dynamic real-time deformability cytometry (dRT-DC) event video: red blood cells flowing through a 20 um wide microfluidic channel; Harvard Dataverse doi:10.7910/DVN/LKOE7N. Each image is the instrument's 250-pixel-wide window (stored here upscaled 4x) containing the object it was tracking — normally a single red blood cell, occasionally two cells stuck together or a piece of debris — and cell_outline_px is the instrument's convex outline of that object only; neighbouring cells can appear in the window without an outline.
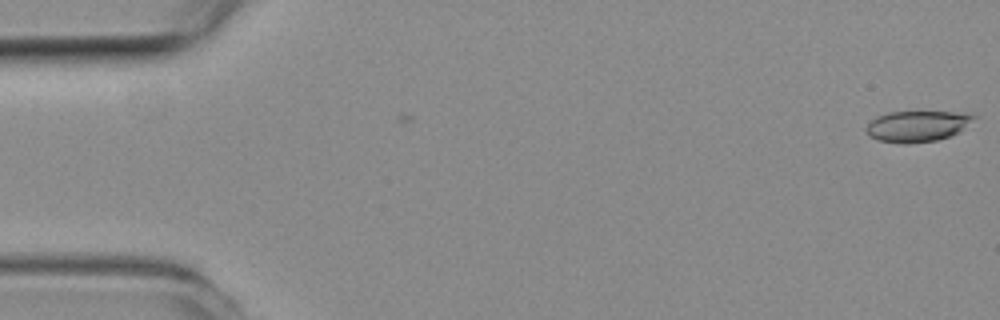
{"species": "common noctule bat (a hibernating species)", "species_latin": "Nyctalus noctula", "temperature_condition": "room temperature", "stored_images_in_passage": 4, "camera_frame_rate_fps": 3000, "um_per_image_px": 0.085, "animal": {"sex": "female", "body_mass_g": 19.3, "forearm_length_mm": 54.1}, "frame": {"image": 1, "passage_image": 1, "time_ms": 0.0, "image_size_px": [1000, 320], "cell_outline_px": [[980, 116], [960, 132], [936, 140], [904, 144], [876, 140], [868, 136], [864, 128], [876, 116], [888, 112], [972, 112]], "centroid_in_image_um": [78.01, 10.71], "position_along_channel_um": 7.0, "area_um2": 19.83}}